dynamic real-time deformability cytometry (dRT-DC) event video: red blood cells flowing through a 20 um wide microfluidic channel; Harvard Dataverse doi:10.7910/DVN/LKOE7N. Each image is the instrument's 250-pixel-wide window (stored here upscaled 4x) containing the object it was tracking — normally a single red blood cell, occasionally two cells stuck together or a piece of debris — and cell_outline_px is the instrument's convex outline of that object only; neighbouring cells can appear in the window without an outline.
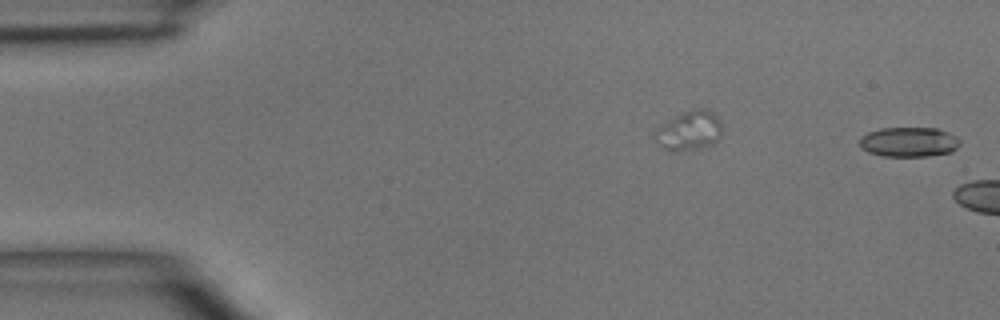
{"species": "common noctule bat (a hibernating species)", "species_latin": "Nyctalus noctula", "temperature_condition": "room temperature", "stored_images_in_passage": 2, "segment_of_instrument_passage": [2, 2], "camera_frame_rate_fps": 3000, "um_per_image_px": 0.085, "animal": {"sex": "male", "body_mass_g": 15.6}, "frame": {"image": 1, "passage_image": 2, "time_ms": 1.0, "image_size_px": [1000, 320], "cell_outline_px": [[960, 144], [952, 152], [928, 156], [884, 156], [868, 152], [860, 148], [860, 136], [868, 132], [880, 128], [940, 128], [956, 136], [960, 140]], "centroid_in_image_um": [77.26, 12.06], "position_along_channel_um": 7.7, "area_um2": 17.57}}